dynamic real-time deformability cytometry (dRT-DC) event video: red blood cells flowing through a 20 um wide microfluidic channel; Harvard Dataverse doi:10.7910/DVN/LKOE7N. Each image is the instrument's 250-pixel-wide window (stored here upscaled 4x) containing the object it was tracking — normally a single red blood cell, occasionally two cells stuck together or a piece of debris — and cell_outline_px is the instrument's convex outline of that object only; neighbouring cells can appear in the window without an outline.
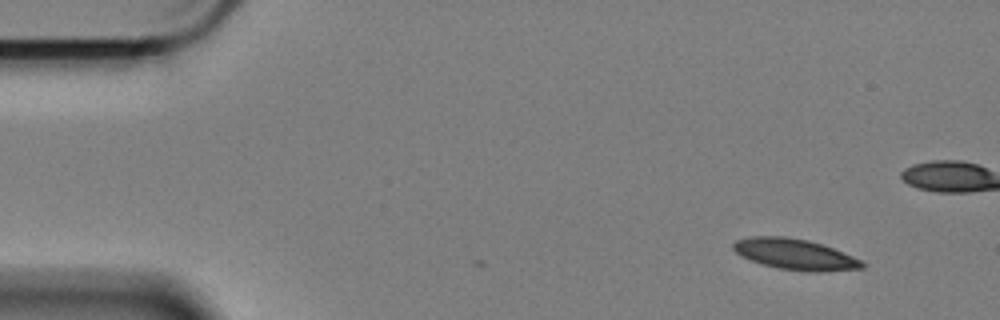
{"species": "Egyptian fruit bat (a non-hibernating species)", "species_latin": "Rousettus aegyptiacus", "temperature_condition": "cold", "stored_images_in_passage": 3, "camera_frame_rate_fps": 3000, "um_per_image_px": 0.085, "animal": {"sex": "female"}, "frame": {"image": 1, "passage_image": 1, "time_ms": 0.0, "image_size_px": [1000, 320], "cell_outline_px": [[868, 264], [864, 268], [820, 272], [808, 272], [780, 268], [764, 264], [740, 256], [732, 248], [732, 244], [736, 240], [748, 236], [784, 236], [808, 240], [832, 248], [852, 256]], "centroid_in_image_um": [67.57, 21.61], "position_along_channel_um": 17.4, "area_um2": 23.06}}